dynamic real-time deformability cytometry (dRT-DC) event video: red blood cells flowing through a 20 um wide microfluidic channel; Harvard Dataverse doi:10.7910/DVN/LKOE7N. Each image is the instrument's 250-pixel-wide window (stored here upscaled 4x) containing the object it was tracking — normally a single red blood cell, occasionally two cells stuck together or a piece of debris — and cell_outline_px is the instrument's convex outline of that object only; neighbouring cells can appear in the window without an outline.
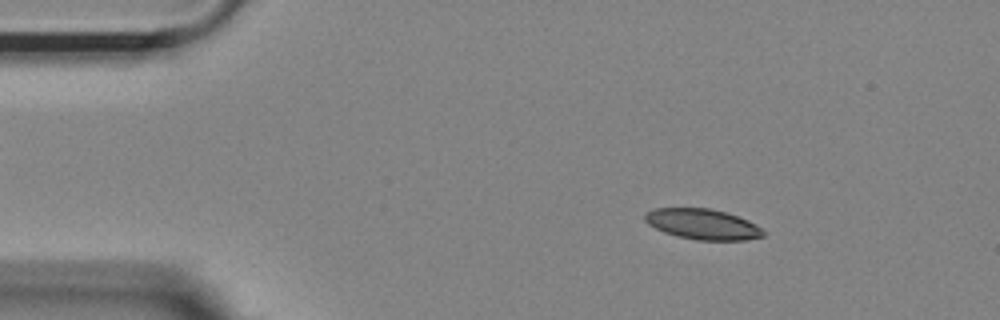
{"species": "Egyptian fruit bat (a non-hibernating species)", "species_latin": "Rousettus aegyptiacus", "temperature_condition": "room temperature", "stored_images_in_passage": 53, "camera_frame_rate_fps": 3000, "um_per_image_px": 0.085, "animal": {"sex": "female"}, "frame": {"image": 1, "passage_image": 7, "time_ms": 2.0, "image_size_px": [1000, 320], "cell_outline_px": [[764, 236], [748, 240], [696, 240], [676, 236], [664, 232], [648, 224], [644, 220], [644, 212], [652, 208], [712, 208], [748, 220], [756, 224], [764, 232]], "centroid_in_image_um": [59.69, 19.05], "position_along_channel_um": 25.3, "area_um2": 21.15}}
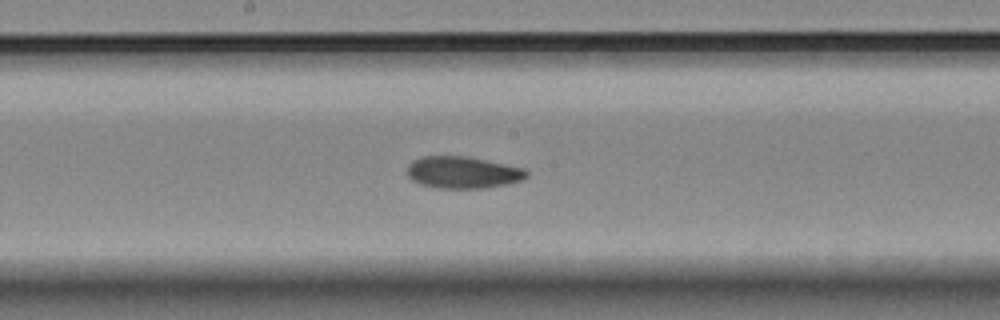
{"frame": {"image": 2, "passage_image": 27, "time_ms": 8.667, "image_size_px": [1000, 320], "cell_outline_px": [[528, 176], [520, 180], [508, 184], [484, 188], [436, 188], [420, 184], [412, 180], [408, 176], [408, 164], [412, 160], [420, 156], [464, 156], [524, 168], [528, 172]], "centroid_in_image_um": [39.3, 14.66], "position_along_channel_um": 208.9, "area_um2": 22.14}}
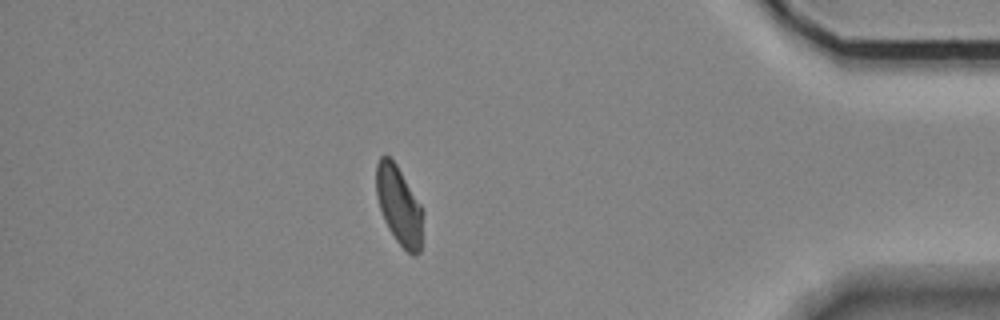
{"frame": {"image": 3, "passage_image": 46, "time_ms": 15.0, "image_size_px": [1000, 320], "cell_outline_px": [[424, 212], [420, 252], [416, 256], [412, 256], [396, 240], [388, 228], [384, 220], [376, 196], [376, 164], [380, 156], [388, 156], [396, 164], [420, 204]], "centroid_in_image_um": [33.92, 17.49], "position_along_channel_um": 401.3, "area_um2": 21.33}, "authors_computed_cell_mechanics": {"area_um2": 22.1374, "velocity_mm_per_s": 3.6692, "shape_relaxation_time_tau1_ms": 7.7065, "shape_relaxation_time_tau2_ms": 4.0554, "deformation_change_tau1": 0.1604, "deformation_change_tau2": 0.0975}}